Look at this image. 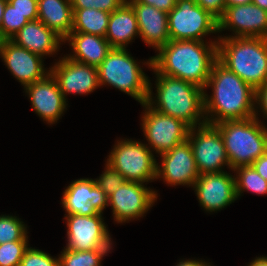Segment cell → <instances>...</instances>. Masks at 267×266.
<instances>
[{
  "mask_svg": "<svg viewBox=\"0 0 267 266\" xmlns=\"http://www.w3.org/2000/svg\"><path fill=\"white\" fill-rule=\"evenodd\" d=\"M226 29H230L234 36L218 37L267 38V11L253 3L226 7L218 20V33Z\"/></svg>",
  "mask_w": 267,
  "mask_h": 266,
  "instance_id": "obj_14",
  "label": "cell"
},
{
  "mask_svg": "<svg viewBox=\"0 0 267 266\" xmlns=\"http://www.w3.org/2000/svg\"><path fill=\"white\" fill-rule=\"evenodd\" d=\"M138 35L135 11L125 1L118 9L110 13L105 38L112 48H127V45Z\"/></svg>",
  "mask_w": 267,
  "mask_h": 266,
  "instance_id": "obj_23",
  "label": "cell"
},
{
  "mask_svg": "<svg viewBox=\"0 0 267 266\" xmlns=\"http://www.w3.org/2000/svg\"><path fill=\"white\" fill-rule=\"evenodd\" d=\"M138 63L126 48H112L97 67L100 87L112 86L146 103L149 79Z\"/></svg>",
  "mask_w": 267,
  "mask_h": 266,
  "instance_id": "obj_6",
  "label": "cell"
},
{
  "mask_svg": "<svg viewBox=\"0 0 267 266\" xmlns=\"http://www.w3.org/2000/svg\"><path fill=\"white\" fill-rule=\"evenodd\" d=\"M67 223V249L86 251L112 249V241L102 213L94 216L65 215Z\"/></svg>",
  "mask_w": 267,
  "mask_h": 266,
  "instance_id": "obj_11",
  "label": "cell"
},
{
  "mask_svg": "<svg viewBox=\"0 0 267 266\" xmlns=\"http://www.w3.org/2000/svg\"><path fill=\"white\" fill-rule=\"evenodd\" d=\"M106 163L126 181L145 183L157 179V160L149 147L132 139L117 140Z\"/></svg>",
  "mask_w": 267,
  "mask_h": 266,
  "instance_id": "obj_7",
  "label": "cell"
},
{
  "mask_svg": "<svg viewBox=\"0 0 267 266\" xmlns=\"http://www.w3.org/2000/svg\"><path fill=\"white\" fill-rule=\"evenodd\" d=\"M252 3L267 11V0H252Z\"/></svg>",
  "mask_w": 267,
  "mask_h": 266,
  "instance_id": "obj_42",
  "label": "cell"
},
{
  "mask_svg": "<svg viewBox=\"0 0 267 266\" xmlns=\"http://www.w3.org/2000/svg\"><path fill=\"white\" fill-rule=\"evenodd\" d=\"M127 2H140L156 7L158 10L169 13L175 6L177 0H126Z\"/></svg>",
  "mask_w": 267,
  "mask_h": 266,
  "instance_id": "obj_37",
  "label": "cell"
},
{
  "mask_svg": "<svg viewBox=\"0 0 267 266\" xmlns=\"http://www.w3.org/2000/svg\"><path fill=\"white\" fill-rule=\"evenodd\" d=\"M111 249H96L86 251H74L64 248L59 254V266H102L103 257Z\"/></svg>",
  "mask_w": 267,
  "mask_h": 266,
  "instance_id": "obj_27",
  "label": "cell"
},
{
  "mask_svg": "<svg viewBox=\"0 0 267 266\" xmlns=\"http://www.w3.org/2000/svg\"><path fill=\"white\" fill-rule=\"evenodd\" d=\"M233 172L236 174L235 186L237 199L245 191H250L258 195H267V181L258 174L252 165L237 167Z\"/></svg>",
  "mask_w": 267,
  "mask_h": 266,
  "instance_id": "obj_26",
  "label": "cell"
},
{
  "mask_svg": "<svg viewBox=\"0 0 267 266\" xmlns=\"http://www.w3.org/2000/svg\"><path fill=\"white\" fill-rule=\"evenodd\" d=\"M37 19L64 40L73 27L71 0H38Z\"/></svg>",
  "mask_w": 267,
  "mask_h": 266,
  "instance_id": "obj_24",
  "label": "cell"
},
{
  "mask_svg": "<svg viewBox=\"0 0 267 266\" xmlns=\"http://www.w3.org/2000/svg\"><path fill=\"white\" fill-rule=\"evenodd\" d=\"M49 70L65 99L67 94H89L100 87L97 67L76 62L65 55Z\"/></svg>",
  "mask_w": 267,
  "mask_h": 266,
  "instance_id": "obj_15",
  "label": "cell"
},
{
  "mask_svg": "<svg viewBox=\"0 0 267 266\" xmlns=\"http://www.w3.org/2000/svg\"><path fill=\"white\" fill-rule=\"evenodd\" d=\"M157 197V192L145 187L144 183L125 181L108 197V205L112 209L114 221L128 223L144 217Z\"/></svg>",
  "mask_w": 267,
  "mask_h": 266,
  "instance_id": "obj_12",
  "label": "cell"
},
{
  "mask_svg": "<svg viewBox=\"0 0 267 266\" xmlns=\"http://www.w3.org/2000/svg\"><path fill=\"white\" fill-rule=\"evenodd\" d=\"M65 42H69L73 50L68 58L94 67H98L112 49L106 38L82 32H71Z\"/></svg>",
  "mask_w": 267,
  "mask_h": 266,
  "instance_id": "obj_22",
  "label": "cell"
},
{
  "mask_svg": "<svg viewBox=\"0 0 267 266\" xmlns=\"http://www.w3.org/2000/svg\"><path fill=\"white\" fill-rule=\"evenodd\" d=\"M187 140L200 175L223 172L225 166L230 169L222 136L215 125L205 123L190 128Z\"/></svg>",
  "mask_w": 267,
  "mask_h": 266,
  "instance_id": "obj_10",
  "label": "cell"
},
{
  "mask_svg": "<svg viewBox=\"0 0 267 266\" xmlns=\"http://www.w3.org/2000/svg\"><path fill=\"white\" fill-rule=\"evenodd\" d=\"M126 0H71L72 9H96L108 13L118 9Z\"/></svg>",
  "mask_w": 267,
  "mask_h": 266,
  "instance_id": "obj_33",
  "label": "cell"
},
{
  "mask_svg": "<svg viewBox=\"0 0 267 266\" xmlns=\"http://www.w3.org/2000/svg\"><path fill=\"white\" fill-rule=\"evenodd\" d=\"M170 40L204 41L208 34L218 33V20L195 0H177L168 13Z\"/></svg>",
  "mask_w": 267,
  "mask_h": 266,
  "instance_id": "obj_8",
  "label": "cell"
},
{
  "mask_svg": "<svg viewBox=\"0 0 267 266\" xmlns=\"http://www.w3.org/2000/svg\"><path fill=\"white\" fill-rule=\"evenodd\" d=\"M28 22L23 14L7 2L0 27V39L10 40Z\"/></svg>",
  "mask_w": 267,
  "mask_h": 266,
  "instance_id": "obj_29",
  "label": "cell"
},
{
  "mask_svg": "<svg viewBox=\"0 0 267 266\" xmlns=\"http://www.w3.org/2000/svg\"><path fill=\"white\" fill-rule=\"evenodd\" d=\"M196 4L219 20L226 9L225 0H195Z\"/></svg>",
  "mask_w": 267,
  "mask_h": 266,
  "instance_id": "obj_35",
  "label": "cell"
},
{
  "mask_svg": "<svg viewBox=\"0 0 267 266\" xmlns=\"http://www.w3.org/2000/svg\"><path fill=\"white\" fill-rule=\"evenodd\" d=\"M155 97L148 81L146 104L164 115L183 121L190 128L206 122L204 114V89L179 78L155 73Z\"/></svg>",
  "mask_w": 267,
  "mask_h": 266,
  "instance_id": "obj_3",
  "label": "cell"
},
{
  "mask_svg": "<svg viewBox=\"0 0 267 266\" xmlns=\"http://www.w3.org/2000/svg\"><path fill=\"white\" fill-rule=\"evenodd\" d=\"M255 97V106L257 107H255L254 117L258 119L259 112L261 111L263 118L267 119V82L256 89ZM258 109L260 110L258 111Z\"/></svg>",
  "mask_w": 267,
  "mask_h": 266,
  "instance_id": "obj_36",
  "label": "cell"
},
{
  "mask_svg": "<svg viewBox=\"0 0 267 266\" xmlns=\"http://www.w3.org/2000/svg\"><path fill=\"white\" fill-rule=\"evenodd\" d=\"M0 58L24 87L45 78L50 73V70L45 69L41 55L17 46L11 40H1Z\"/></svg>",
  "mask_w": 267,
  "mask_h": 266,
  "instance_id": "obj_18",
  "label": "cell"
},
{
  "mask_svg": "<svg viewBox=\"0 0 267 266\" xmlns=\"http://www.w3.org/2000/svg\"><path fill=\"white\" fill-rule=\"evenodd\" d=\"M247 266H267V256L256 257Z\"/></svg>",
  "mask_w": 267,
  "mask_h": 266,
  "instance_id": "obj_40",
  "label": "cell"
},
{
  "mask_svg": "<svg viewBox=\"0 0 267 266\" xmlns=\"http://www.w3.org/2000/svg\"><path fill=\"white\" fill-rule=\"evenodd\" d=\"M19 266H59V259L37 248L28 247Z\"/></svg>",
  "mask_w": 267,
  "mask_h": 266,
  "instance_id": "obj_32",
  "label": "cell"
},
{
  "mask_svg": "<svg viewBox=\"0 0 267 266\" xmlns=\"http://www.w3.org/2000/svg\"><path fill=\"white\" fill-rule=\"evenodd\" d=\"M7 2L29 21L38 18V0H7Z\"/></svg>",
  "mask_w": 267,
  "mask_h": 266,
  "instance_id": "obj_34",
  "label": "cell"
},
{
  "mask_svg": "<svg viewBox=\"0 0 267 266\" xmlns=\"http://www.w3.org/2000/svg\"><path fill=\"white\" fill-rule=\"evenodd\" d=\"M135 11L139 36L144 43L158 51L170 41L168 13L140 2H128Z\"/></svg>",
  "mask_w": 267,
  "mask_h": 266,
  "instance_id": "obj_20",
  "label": "cell"
},
{
  "mask_svg": "<svg viewBox=\"0 0 267 266\" xmlns=\"http://www.w3.org/2000/svg\"><path fill=\"white\" fill-rule=\"evenodd\" d=\"M160 157L161 164L157 163V179H163L168 186L187 185L193 188L200 173L188 140L160 154Z\"/></svg>",
  "mask_w": 267,
  "mask_h": 266,
  "instance_id": "obj_13",
  "label": "cell"
},
{
  "mask_svg": "<svg viewBox=\"0 0 267 266\" xmlns=\"http://www.w3.org/2000/svg\"><path fill=\"white\" fill-rule=\"evenodd\" d=\"M211 263L205 262L204 260H194V259H186L180 260L175 266H209Z\"/></svg>",
  "mask_w": 267,
  "mask_h": 266,
  "instance_id": "obj_39",
  "label": "cell"
},
{
  "mask_svg": "<svg viewBox=\"0 0 267 266\" xmlns=\"http://www.w3.org/2000/svg\"><path fill=\"white\" fill-rule=\"evenodd\" d=\"M145 110L141 119V129L149 149L156 154H163L188 138L190 127L183 121L164 115L142 104Z\"/></svg>",
  "mask_w": 267,
  "mask_h": 266,
  "instance_id": "obj_9",
  "label": "cell"
},
{
  "mask_svg": "<svg viewBox=\"0 0 267 266\" xmlns=\"http://www.w3.org/2000/svg\"><path fill=\"white\" fill-rule=\"evenodd\" d=\"M24 90L33 111L49 125L57 123L67 109V99L64 98L51 73L27 85Z\"/></svg>",
  "mask_w": 267,
  "mask_h": 266,
  "instance_id": "obj_19",
  "label": "cell"
},
{
  "mask_svg": "<svg viewBox=\"0 0 267 266\" xmlns=\"http://www.w3.org/2000/svg\"><path fill=\"white\" fill-rule=\"evenodd\" d=\"M65 215L94 216L108 205V196L92 178L72 181L63 192L61 200Z\"/></svg>",
  "mask_w": 267,
  "mask_h": 266,
  "instance_id": "obj_16",
  "label": "cell"
},
{
  "mask_svg": "<svg viewBox=\"0 0 267 266\" xmlns=\"http://www.w3.org/2000/svg\"><path fill=\"white\" fill-rule=\"evenodd\" d=\"M7 0H0V27L3 19V13L6 7Z\"/></svg>",
  "mask_w": 267,
  "mask_h": 266,
  "instance_id": "obj_43",
  "label": "cell"
},
{
  "mask_svg": "<svg viewBox=\"0 0 267 266\" xmlns=\"http://www.w3.org/2000/svg\"><path fill=\"white\" fill-rule=\"evenodd\" d=\"M94 180L108 197L126 181L120 172L111 168L107 163L100 177Z\"/></svg>",
  "mask_w": 267,
  "mask_h": 266,
  "instance_id": "obj_31",
  "label": "cell"
},
{
  "mask_svg": "<svg viewBox=\"0 0 267 266\" xmlns=\"http://www.w3.org/2000/svg\"><path fill=\"white\" fill-rule=\"evenodd\" d=\"M226 7L237 6V5H245L248 3H252V0H225Z\"/></svg>",
  "mask_w": 267,
  "mask_h": 266,
  "instance_id": "obj_41",
  "label": "cell"
},
{
  "mask_svg": "<svg viewBox=\"0 0 267 266\" xmlns=\"http://www.w3.org/2000/svg\"><path fill=\"white\" fill-rule=\"evenodd\" d=\"M217 42L170 40L143 64L154 73L182 79L205 89L217 60Z\"/></svg>",
  "mask_w": 267,
  "mask_h": 266,
  "instance_id": "obj_1",
  "label": "cell"
},
{
  "mask_svg": "<svg viewBox=\"0 0 267 266\" xmlns=\"http://www.w3.org/2000/svg\"><path fill=\"white\" fill-rule=\"evenodd\" d=\"M252 166L267 181V151L255 160Z\"/></svg>",
  "mask_w": 267,
  "mask_h": 266,
  "instance_id": "obj_38",
  "label": "cell"
},
{
  "mask_svg": "<svg viewBox=\"0 0 267 266\" xmlns=\"http://www.w3.org/2000/svg\"><path fill=\"white\" fill-rule=\"evenodd\" d=\"M193 190L200 206L209 213L220 211L237 200L235 174L225 171L201 174Z\"/></svg>",
  "mask_w": 267,
  "mask_h": 266,
  "instance_id": "obj_17",
  "label": "cell"
},
{
  "mask_svg": "<svg viewBox=\"0 0 267 266\" xmlns=\"http://www.w3.org/2000/svg\"><path fill=\"white\" fill-rule=\"evenodd\" d=\"M28 235L21 241L0 244V266H19L28 248Z\"/></svg>",
  "mask_w": 267,
  "mask_h": 266,
  "instance_id": "obj_30",
  "label": "cell"
},
{
  "mask_svg": "<svg viewBox=\"0 0 267 266\" xmlns=\"http://www.w3.org/2000/svg\"><path fill=\"white\" fill-rule=\"evenodd\" d=\"M225 145L230 170L252 165L267 151V127L261 120H225L215 124Z\"/></svg>",
  "mask_w": 267,
  "mask_h": 266,
  "instance_id": "obj_5",
  "label": "cell"
},
{
  "mask_svg": "<svg viewBox=\"0 0 267 266\" xmlns=\"http://www.w3.org/2000/svg\"><path fill=\"white\" fill-rule=\"evenodd\" d=\"M212 88V95L206 90ZM207 88V89H206ZM256 90L218 60L204 89V114L208 124L225 120H245L255 116Z\"/></svg>",
  "mask_w": 267,
  "mask_h": 266,
  "instance_id": "obj_2",
  "label": "cell"
},
{
  "mask_svg": "<svg viewBox=\"0 0 267 266\" xmlns=\"http://www.w3.org/2000/svg\"><path fill=\"white\" fill-rule=\"evenodd\" d=\"M217 60L255 90L267 82V38L218 37Z\"/></svg>",
  "mask_w": 267,
  "mask_h": 266,
  "instance_id": "obj_4",
  "label": "cell"
},
{
  "mask_svg": "<svg viewBox=\"0 0 267 266\" xmlns=\"http://www.w3.org/2000/svg\"><path fill=\"white\" fill-rule=\"evenodd\" d=\"M27 233V225L20 218L0 215V244L21 241Z\"/></svg>",
  "mask_w": 267,
  "mask_h": 266,
  "instance_id": "obj_28",
  "label": "cell"
},
{
  "mask_svg": "<svg viewBox=\"0 0 267 266\" xmlns=\"http://www.w3.org/2000/svg\"><path fill=\"white\" fill-rule=\"evenodd\" d=\"M73 27L71 32L106 36L110 13L96 9H72Z\"/></svg>",
  "mask_w": 267,
  "mask_h": 266,
  "instance_id": "obj_25",
  "label": "cell"
},
{
  "mask_svg": "<svg viewBox=\"0 0 267 266\" xmlns=\"http://www.w3.org/2000/svg\"><path fill=\"white\" fill-rule=\"evenodd\" d=\"M17 46L44 56L55 55L64 40L38 19L29 21L11 39Z\"/></svg>",
  "mask_w": 267,
  "mask_h": 266,
  "instance_id": "obj_21",
  "label": "cell"
}]
</instances>
